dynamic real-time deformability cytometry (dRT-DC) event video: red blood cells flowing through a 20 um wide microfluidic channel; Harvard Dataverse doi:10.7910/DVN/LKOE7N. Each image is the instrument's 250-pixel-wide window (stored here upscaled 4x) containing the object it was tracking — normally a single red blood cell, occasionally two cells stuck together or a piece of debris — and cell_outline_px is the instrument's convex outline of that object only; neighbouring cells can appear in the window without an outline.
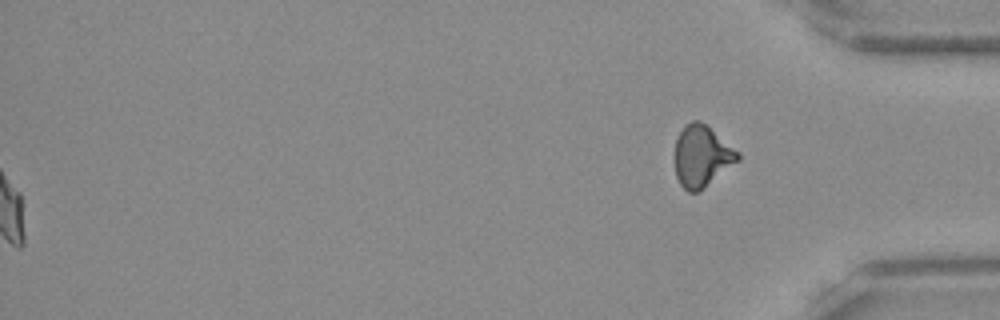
{"species": "Egyptian fruit bat (a non-hibernating species)", "species_latin": "Rousettus aegyptiacus", "temperature_condition": "warm", "stored_images_in_passage": 56, "segment_of_instrument_passage": [2, 2], "camera_frame_rate_fps": 3000, "um_per_image_px": 0.085, "frame": {"image": 1, "passage_image": 56, "time_ms": 18.333, "image_size_px": [1000, 320], "cell_outline_px": [[740, 156], [736, 160], [696, 192], [688, 192], [680, 184], [676, 176], [676, 140], [680, 132], [692, 120], [696, 120], [704, 124], [736, 152]], "centroid_in_image_um": [59.57, 13.27], "position_along_channel_um": 375.6, "area_um2": 20.87}}